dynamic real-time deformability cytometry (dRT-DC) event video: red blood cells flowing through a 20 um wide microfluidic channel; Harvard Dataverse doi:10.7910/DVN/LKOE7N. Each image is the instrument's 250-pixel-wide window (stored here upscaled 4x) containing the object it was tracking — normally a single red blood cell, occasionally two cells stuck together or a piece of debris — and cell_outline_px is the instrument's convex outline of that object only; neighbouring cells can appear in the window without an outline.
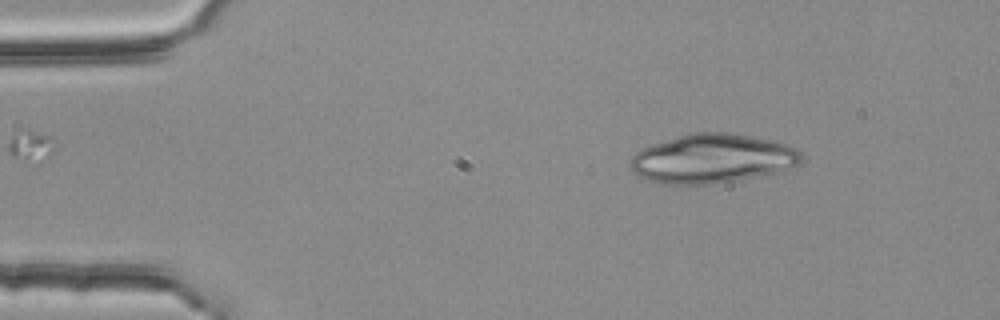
{"species": "common noctule bat (a hibernating species)", "species_latin": "Nyctalus noctula", "temperature_condition": "room temperature", "stored_images_in_passage": 2, "camera_frame_rate_fps": 3000, "um_per_image_px": 0.085, "animal": {"sex": "female", "body_mass_g": 25.1}, "frame": {"image": 1, "passage_image": 1, "time_ms": 0.0, "image_size_px": [1000, 320], "cell_outline_px": [[800, 164], [780, 172], [736, 180], [712, 184], [660, 184], [636, 176], [632, 172], [628, 164], [632, 156], [636, 152], [652, 144], [680, 136], [696, 132], [724, 132], [748, 136], [768, 140], [784, 144], [796, 148], [800, 152]], "centroid_in_image_um": [60.49, 13.5], "position_along_channel_um": 24.5, "area_um2": 48.73}}